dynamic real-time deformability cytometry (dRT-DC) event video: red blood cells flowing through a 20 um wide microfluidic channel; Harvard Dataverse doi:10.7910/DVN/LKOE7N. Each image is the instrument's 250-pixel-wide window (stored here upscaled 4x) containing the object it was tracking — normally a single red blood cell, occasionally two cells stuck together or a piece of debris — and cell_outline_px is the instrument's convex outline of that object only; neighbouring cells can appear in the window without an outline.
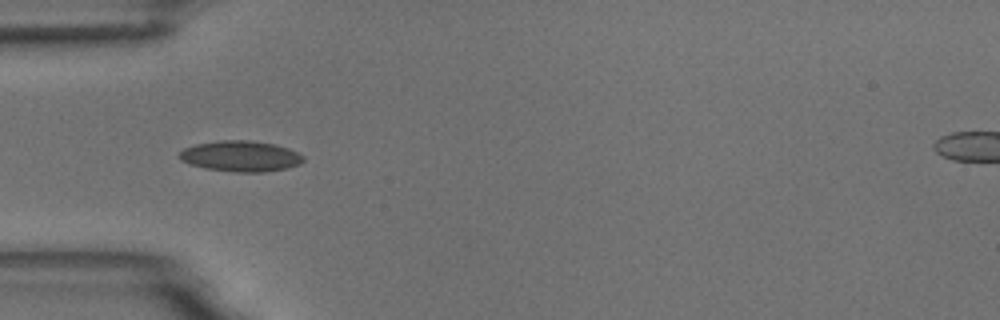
{"species": "common noctule bat (a hibernating species)", "species_latin": "Nyctalus noctula", "temperature_condition": "room temperature", "stored_images_in_passage": 5, "camera_frame_rate_fps": 3000, "um_per_image_px": 0.085, "animal": {"sex": "male", "body_mass_g": 18.8}, "frame": {"image": 1, "passage_image": 3, "time_ms": 3.333, "image_size_px": [1000, 320], "cell_outline_px": [[304, 160], [300, 164], [288, 168], [264, 172], [236, 172], [204, 168], [180, 160], [180, 152], [184, 148], [196, 144], [220, 140], [252, 140], [276, 144], [288, 148], [304, 156]], "centroid_in_image_um": [20.49, 13.27], "position_along_channel_um": 64.5, "area_um2": 22.25}}